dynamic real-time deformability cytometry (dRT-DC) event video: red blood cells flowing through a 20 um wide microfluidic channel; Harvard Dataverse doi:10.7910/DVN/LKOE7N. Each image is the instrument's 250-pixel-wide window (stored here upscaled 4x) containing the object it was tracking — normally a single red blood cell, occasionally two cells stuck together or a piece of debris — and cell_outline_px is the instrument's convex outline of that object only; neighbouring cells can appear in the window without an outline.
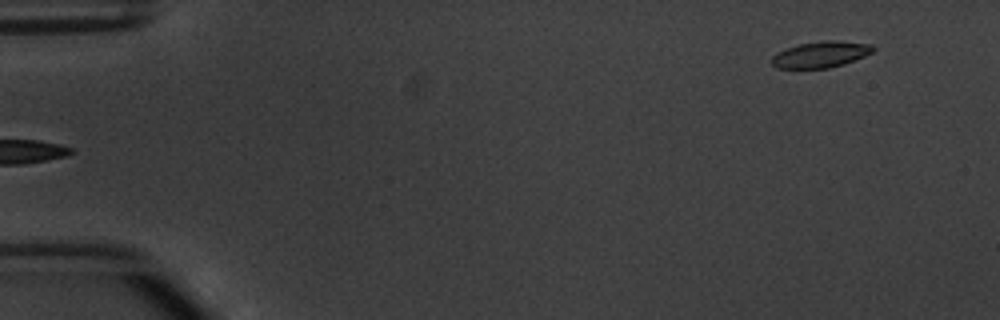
{"species": "common noctule bat (a hibernating species)", "species_latin": "Nyctalus noctula", "temperature_condition": "warm", "stored_images_in_passage": 5, "camera_frame_rate_fps": 3000, "um_per_image_px": 0.085, "animal": {"sex": "male", "body_mass_g": 20.1, "forearm_length_mm": 53.5}, "frame": {"image": 1, "passage_image": 5, "time_ms": 5.667, "image_size_px": [1000, 320], "cell_outline_px": [[876, 48], [872, 52], [864, 56], [844, 64], [828, 68], [776, 68], [772, 64], [772, 56], [776, 52], [800, 44], [824, 40], [832, 40], [872, 44]], "centroid_in_image_um": [69.77, 4.63], "position_along_channel_um": 15.2, "area_um2": 15.37}}